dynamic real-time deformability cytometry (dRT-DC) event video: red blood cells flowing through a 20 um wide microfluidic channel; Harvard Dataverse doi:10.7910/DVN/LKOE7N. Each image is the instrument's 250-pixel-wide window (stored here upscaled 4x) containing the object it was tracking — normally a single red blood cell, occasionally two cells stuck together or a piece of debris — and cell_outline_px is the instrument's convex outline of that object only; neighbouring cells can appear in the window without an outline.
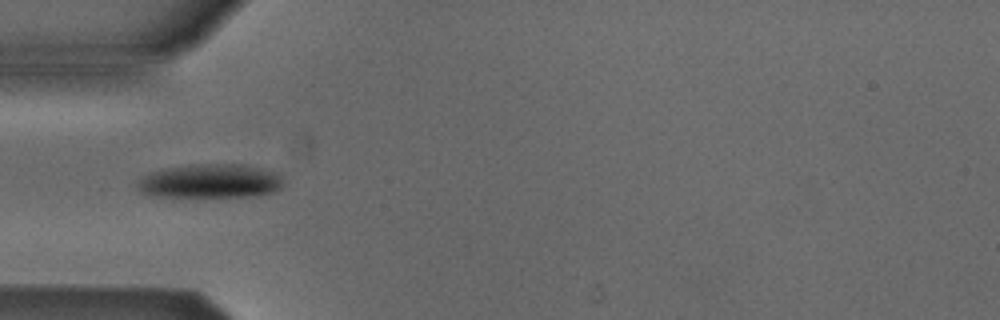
{"species": "Egyptian fruit bat (a non-hibernating species)", "species_latin": "Rousettus aegyptiacus", "temperature_condition": "cold", "stored_images_in_passage": 6, "camera_frame_rate_fps": 3000, "um_per_image_px": 0.085, "animal": {"sex": "male"}, "frame": {"image": 1, "passage_image": 4, "time_ms": 3.667, "image_size_px": [1000, 320], "cell_outline_px": [[284, 184], [276, 192], [256, 196], [156, 196], [140, 192], [136, 188], [136, 180], [140, 176], [148, 172], [160, 168], [196, 164], [240, 164], [276, 172], [284, 180]], "centroid_in_image_um": [17.82, 15.39], "position_along_channel_um": 67.2, "area_um2": 29.3}}
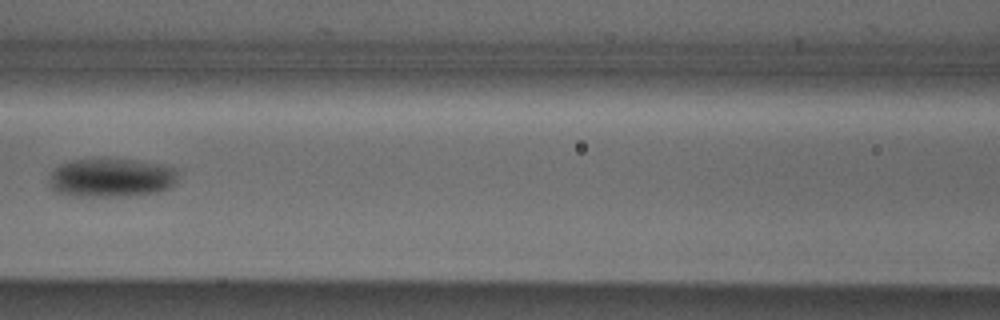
{"frame": {"image": 2, "passage_image": 6, "time_ms": 6.0, "image_size_px": [1000, 320], "cell_outline_px": [[180, 180], [172, 188], [156, 192], [128, 196], [72, 196], [56, 192], [48, 184], [48, 180], [52, 172], [56, 168], [72, 160], [136, 160], [168, 164], [180, 168]], "centroid_in_image_um": [9.6, 15.12], "position_along_channel_um": 157.0, "area_um2": 29.65}}